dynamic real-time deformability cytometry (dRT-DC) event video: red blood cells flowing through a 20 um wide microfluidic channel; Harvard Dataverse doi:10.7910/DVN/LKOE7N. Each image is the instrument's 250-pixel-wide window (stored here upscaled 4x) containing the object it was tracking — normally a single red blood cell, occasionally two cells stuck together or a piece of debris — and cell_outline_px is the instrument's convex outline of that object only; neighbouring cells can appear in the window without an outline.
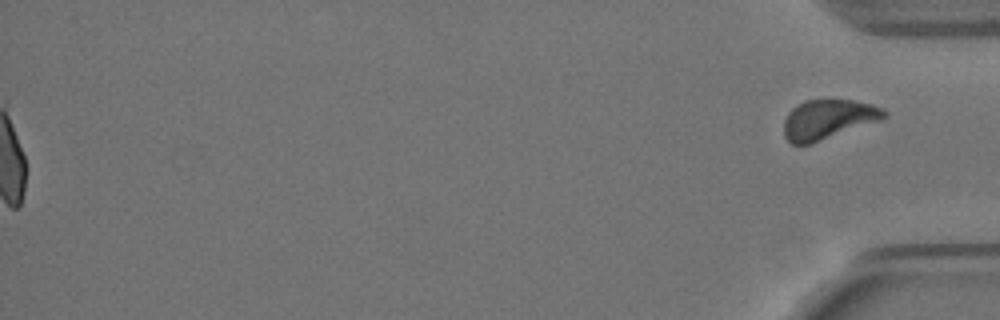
{"species": "Egyptian fruit bat (a non-hibernating species)", "species_latin": "Rousettus aegyptiacus", "temperature_condition": "warm", "stored_images_in_passage": 45, "segment_of_instrument_passage": [2, 2], "camera_frame_rate_fps": 3000, "um_per_image_px": 0.085, "animal": {"sex": "female"}, "frame": {"image": 1, "passage_image": 45, "time_ms": 14.667, "image_size_px": [1000, 320], "cell_outline_px": [[888, 116], [880, 120], [812, 144], [792, 144], [784, 136], [784, 120], [788, 112], [796, 104], [804, 100], [852, 100], [872, 104], [884, 108], [888, 112]], "centroid_in_image_um": [70.39, 10.14], "position_along_channel_um": 364.8, "area_um2": 23.29}}